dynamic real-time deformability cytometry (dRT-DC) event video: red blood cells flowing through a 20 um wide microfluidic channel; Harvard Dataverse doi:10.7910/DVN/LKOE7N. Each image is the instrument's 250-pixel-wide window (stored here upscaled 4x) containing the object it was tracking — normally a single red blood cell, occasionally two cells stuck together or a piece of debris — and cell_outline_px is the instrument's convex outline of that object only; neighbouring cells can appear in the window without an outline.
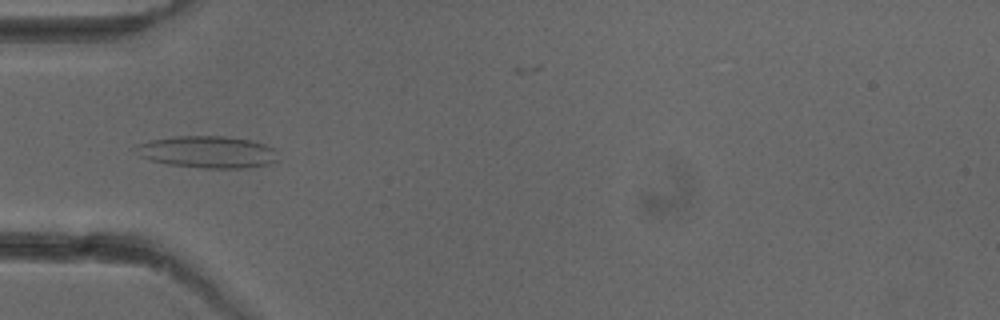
{"species": "common noctule bat (a hibernating species)", "species_latin": "Nyctalus noctula", "temperature_condition": "cold", "stored_images_in_passage": 34, "camera_frame_rate_fps": 3000, "um_per_image_px": 0.085, "animal": {"sex": "female"}, "frame": {"image": 1, "passage_image": 5, "time_ms": 1.333, "image_size_px": [1000, 320], "cell_outline_px": [[280, 160], [268, 164], [248, 168], [200, 168], [168, 164], [152, 160], [140, 156], [132, 148], [136, 144], [152, 140], [172, 136], [228, 136], [248, 140], [264, 144], [276, 148]], "centroid_in_image_um": [17.67, 12.92], "position_along_channel_um": 67.3, "area_um2": 26.82}}
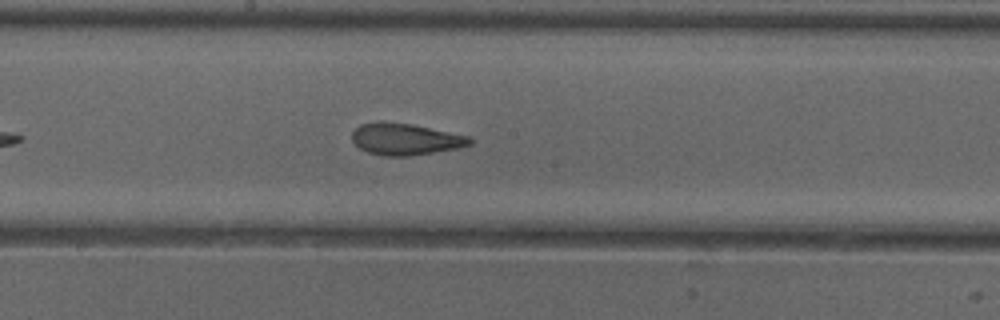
{"frame": {"image": 2, "passage_image": 16, "time_ms": 5.0, "image_size_px": [1000, 320], "cell_outline_px": [[472, 144], [456, 148], [408, 156], [384, 156], [368, 152], [360, 148], [352, 140], [352, 132], [360, 124], [380, 120], [412, 124], [468, 136], [472, 140]], "centroid_in_image_um": [34.4, 11.81], "position_along_channel_um": 213.8, "area_um2": 21.62}}
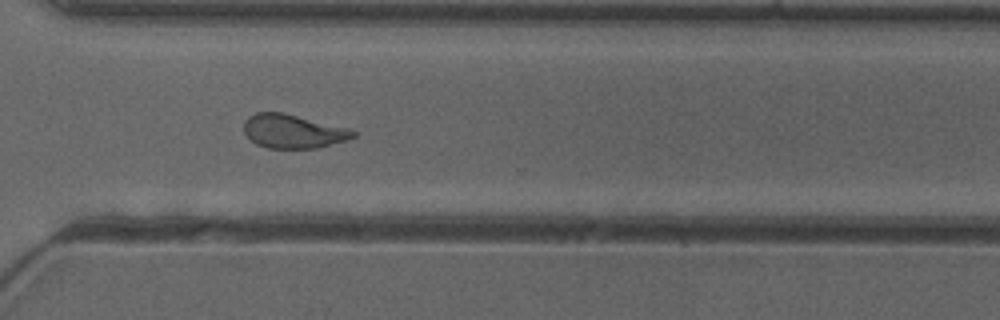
{"frame": {"image": 3, "passage_image": 26, "time_ms": 8.333, "image_size_px": [1000, 320], "cell_outline_px": [[356, 136], [348, 140], [316, 148], [268, 148], [256, 144], [244, 132], [244, 120], [248, 116], [256, 112], [284, 112], [348, 128], [356, 132]], "centroid_in_image_um": [24.9, 11.15], "position_along_channel_um": 345.7, "area_um2": 21.56}, "authors_computed_cell_mechanics": {"area_um2": 21.5016, "velocity_mm_per_s": 3.9783, "shape_relaxation_time_tau1_ms": 8.3307, "shape_relaxation_time_tau2_ms": 1.6681, "deformation_change_tau1": 0.1958, "deformation_change_tau2": 0.0988}}